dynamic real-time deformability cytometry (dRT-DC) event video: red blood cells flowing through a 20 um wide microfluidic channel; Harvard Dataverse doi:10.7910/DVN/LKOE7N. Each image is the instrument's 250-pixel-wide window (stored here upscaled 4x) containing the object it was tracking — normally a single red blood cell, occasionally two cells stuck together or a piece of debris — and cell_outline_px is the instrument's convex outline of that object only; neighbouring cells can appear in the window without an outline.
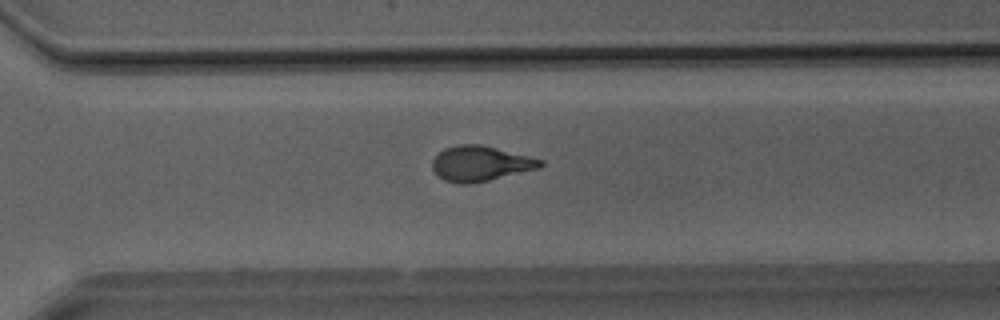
{"species": "Egyptian fruit bat (a non-hibernating species)", "species_latin": "Rousettus aegyptiacus", "temperature_condition": "room temperature", "stored_images_in_passage": 42, "camera_frame_rate_fps": 3000, "um_per_image_px": 0.085, "animal": {"sex": "male"}, "frame": {"image": 1, "passage_image": 29, "time_ms": 9.333, "image_size_px": [1000, 320], "cell_outline_px": [[544, 164], [540, 168], [488, 180], [468, 184], [460, 184], [444, 180], [432, 168], [432, 160], [444, 148], [460, 144], [480, 144], [544, 160]], "centroid_in_image_um": [40.84, 13.9], "position_along_channel_um": 329.8, "area_um2": 21.91}}
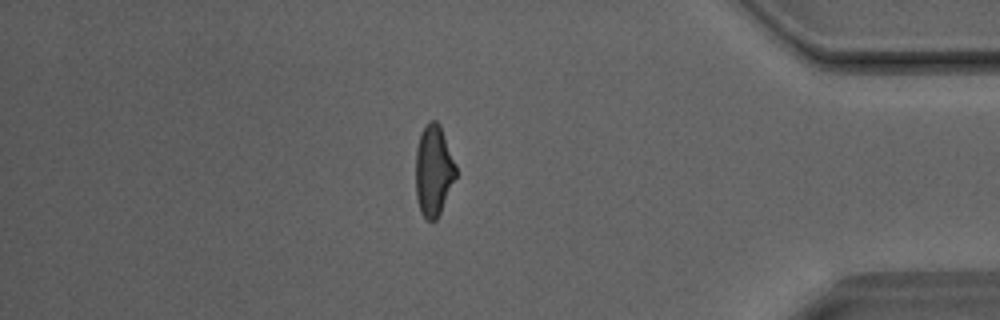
{"frame": {"image": 2, "passage_image": 35, "time_ms": 11.333, "image_size_px": [1000, 320], "cell_outline_px": [[456, 176], [440, 212], [436, 220], [428, 220], [420, 212], [416, 196], [416, 148], [420, 132], [428, 120], [436, 120], [440, 124], [456, 164]], "centroid_in_image_um": [36.84, 14.45], "position_along_channel_um": 398.4, "area_um2": 21.33}}
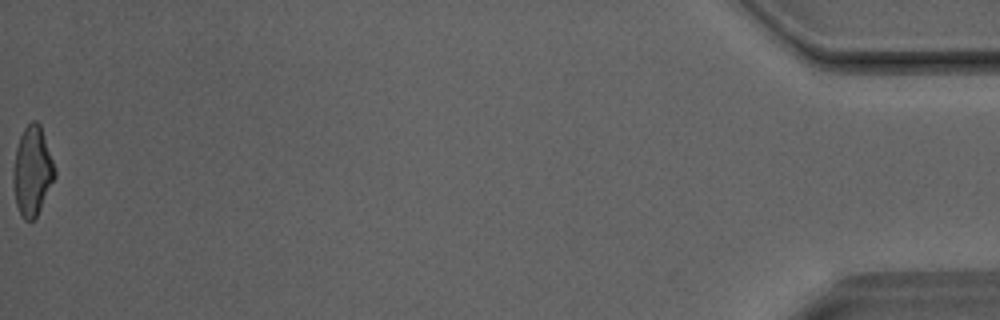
{"frame": {"image": 3, "passage_image": 41, "time_ms": 13.333, "image_size_px": [1000, 320], "cell_outline_px": [[56, 176], [36, 216], [32, 220], [24, 220], [20, 216], [16, 204], [12, 180], [12, 172], [16, 148], [20, 136], [24, 128], [32, 120], [36, 120], [40, 124], [56, 168]], "centroid_in_image_um": [2.74, 14.53], "position_along_channel_um": 432.5, "area_um2": 21.68}}